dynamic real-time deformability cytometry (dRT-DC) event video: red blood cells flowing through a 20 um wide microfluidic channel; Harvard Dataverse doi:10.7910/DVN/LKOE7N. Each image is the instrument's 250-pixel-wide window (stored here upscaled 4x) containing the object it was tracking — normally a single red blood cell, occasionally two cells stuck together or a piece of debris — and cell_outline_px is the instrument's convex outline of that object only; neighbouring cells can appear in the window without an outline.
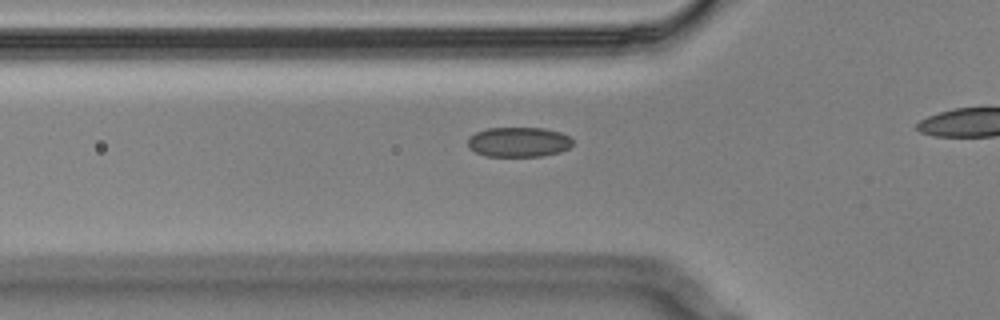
{"species": "Egyptian fruit bat (a non-hibernating species)", "species_latin": "Rousettus aegyptiacus", "temperature_condition": "cold", "stored_images_in_passage": 29, "camera_frame_rate_fps": 3000, "um_per_image_px": 0.085, "animal": {"sex": "male"}, "frame": {"image": 1, "passage_image": 2, "time_ms": 0.333, "image_size_px": [1000, 320], "cell_outline_px": [[572, 144], [568, 148], [560, 152], [540, 156], [484, 156], [468, 148], [468, 136], [476, 132], [488, 128], [544, 128], [560, 132], [568, 136], [572, 140]], "centroid_in_image_um": [44.05, 12.07], "position_along_channel_um": 81.7, "area_um2": 18.26}}
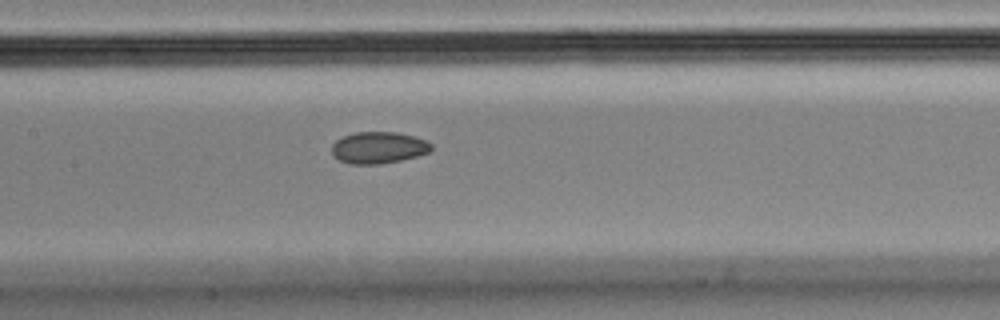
{"frame": {"image": 2, "passage_image": 10, "time_ms": 3.0, "image_size_px": [1000, 320], "cell_outline_px": [[432, 148], [428, 152], [416, 156], [400, 160], [380, 164], [348, 164], [332, 156], [332, 144], [336, 140], [344, 136], [356, 132], [396, 132], [428, 140], [432, 144]], "centroid_in_image_um": [32.16, 12.55], "position_along_channel_um": 175.2, "area_um2": 18.38}}
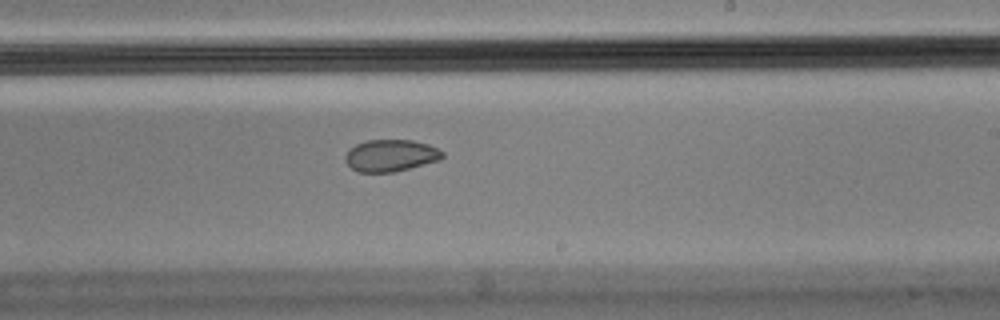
{"frame": {"image": 3, "passage_image": 17, "time_ms": 5.333, "image_size_px": [1000, 320], "cell_outline_px": [[444, 156], [440, 160], [392, 172], [356, 172], [344, 160], [344, 156], [356, 144], [368, 140], [412, 140], [428, 144], [444, 152]], "centroid_in_image_um": [33.21, 13.22], "position_along_channel_um": 255.8, "area_um2": 17.92}}